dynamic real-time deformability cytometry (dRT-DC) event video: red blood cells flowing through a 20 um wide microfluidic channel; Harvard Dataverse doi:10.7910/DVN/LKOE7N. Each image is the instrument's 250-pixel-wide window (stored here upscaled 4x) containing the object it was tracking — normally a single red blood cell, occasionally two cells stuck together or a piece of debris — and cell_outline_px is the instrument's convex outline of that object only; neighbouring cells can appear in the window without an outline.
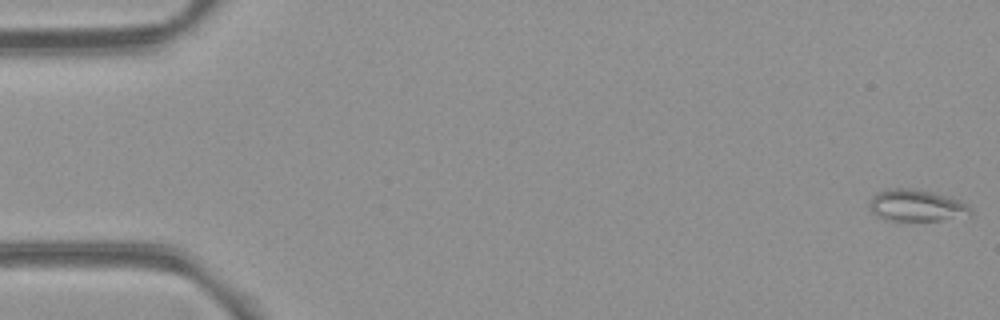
{"species": "common noctule bat (a hibernating species)", "species_latin": "Nyctalus noctula", "temperature_condition": "room temperature", "stored_images_in_passage": 7, "camera_frame_rate_fps": 3000, "um_per_image_px": 0.085, "animal": {"sex": "female", "body_mass_g": 21.9}, "frame": {"image": 1, "passage_image": 1, "time_ms": 0.0, "image_size_px": [1000, 320], "cell_outline_px": [[972, 216], [940, 220], [888, 220], [876, 216], [872, 212], [868, 204], [872, 196], [876, 192], [888, 188], [908, 188], [932, 192], [952, 196], [960, 200], [972, 208]], "centroid_in_image_um": [77.93, 17.46], "position_along_channel_um": 7.1, "area_um2": 19.02}}
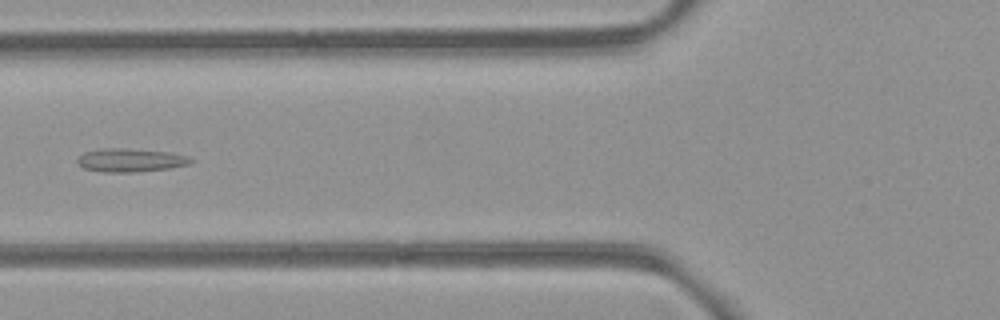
{"frame": {"image": 2, "passage_image": 6, "time_ms": 6.667, "image_size_px": [1000, 320], "cell_outline_px": [[196, 160], [188, 164], [172, 168], [136, 172], [104, 172], [84, 168], [76, 160], [84, 152], [100, 148], [124, 148], [172, 152], [188, 156]], "centroid_in_image_um": [11.14, 13.61], "position_along_channel_um": 114.7, "area_um2": 15.61}}
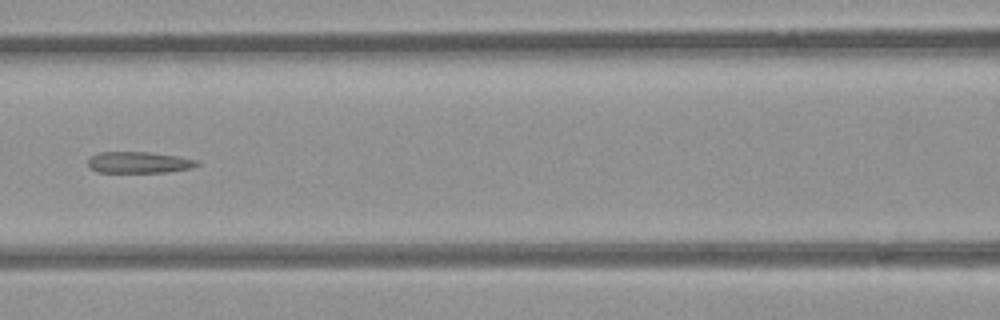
{"frame": {"image": 3, "passage_image": 7, "time_ms": 7.667, "image_size_px": [1000, 320], "cell_outline_px": [[200, 164], [192, 168], [164, 172], [96, 172], [88, 164], [88, 156], [100, 152], [148, 152], [176, 156], [200, 160]], "centroid_in_image_um": [11.81, 13.8], "position_along_channel_um": 154.8, "area_um2": 13.58}}